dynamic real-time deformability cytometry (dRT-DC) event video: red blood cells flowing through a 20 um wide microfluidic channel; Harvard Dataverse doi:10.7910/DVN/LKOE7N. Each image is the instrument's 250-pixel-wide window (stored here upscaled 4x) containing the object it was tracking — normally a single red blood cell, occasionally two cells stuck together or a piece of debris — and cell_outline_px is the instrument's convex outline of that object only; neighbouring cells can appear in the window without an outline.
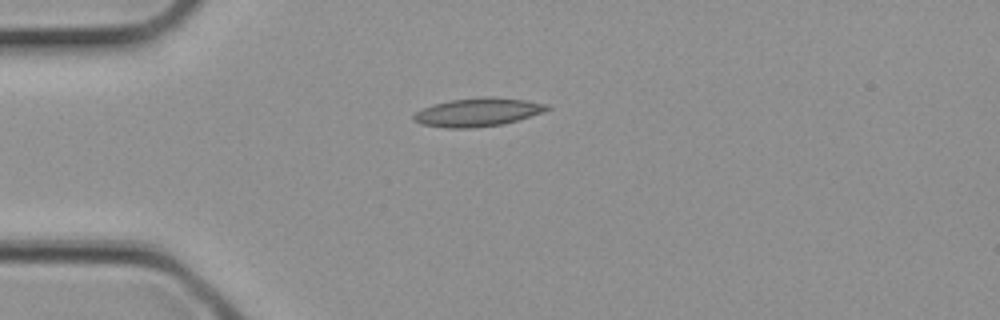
{"species": "common noctule bat (a hibernating species)", "species_latin": "Nyctalus noctula", "temperature_condition": "cold", "stored_images_in_passage": 24, "camera_frame_rate_fps": 3000, "um_per_image_px": 0.085, "animal": {"sex": "female", "body_mass_g": 21.9}, "frame": {"image": 1, "passage_image": 1, "time_ms": 0.0, "image_size_px": [1000, 320], "cell_outline_px": [[552, 108], [544, 112], [504, 124], [472, 128], [444, 128], [420, 124], [412, 120], [412, 116], [416, 112], [432, 104], [448, 100], [484, 96], [492, 96], [524, 100], [548, 104]], "centroid_in_image_um": [40.6, 9.53], "position_along_channel_um": 44.4, "area_um2": 22.37}}
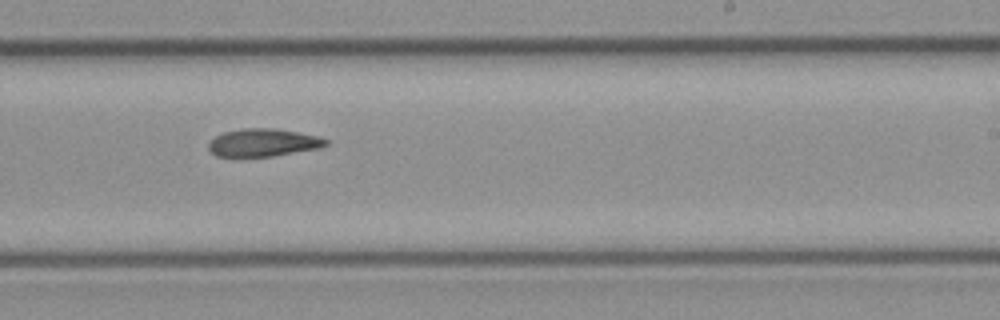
{"frame": {"image": 2, "passage_image": 12, "time_ms": 3.667, "image_size_px": [1000, 320], "cell_outline_px": [[328, 144], [320, 148], [272, 156], [244, 160], [236, 160], [216, 156], [208, 148], [208, 144], [216, 136], [224, 132], [244, 128], [276, 128], [320, 136], [328, 140]], "centroid_in_image_um": [22.33, 12.17], "position_along_channel_um": 266.7, "area_um2": 19.83}}
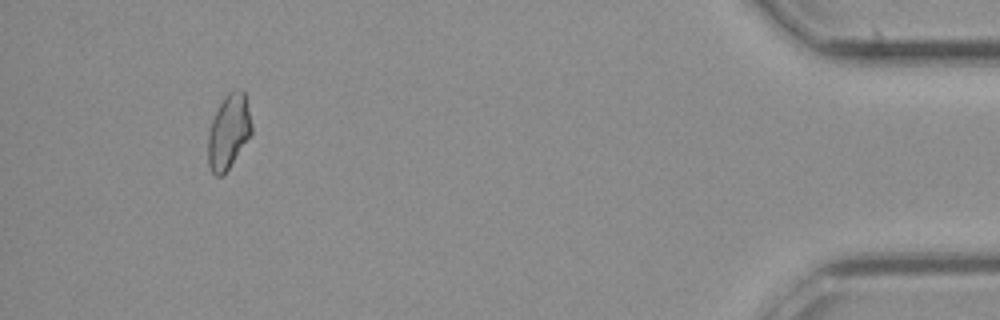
{"frame": {"image": 3, "passage_image": 22, "time_ms": 7.0, "image_size_px": [1000, 320], "cell_outline_px": [[252, 132], [224, 176], [216, 176], [212, 172], [208, 164], [208, 132], [212, 120], [224, 96], [228, 92], [236, 88], [244, 92], [252, 124]], "centroid_in_image_um": [19.42, 11.2], "position_along_channel_um": 415.8, "area_um2": 18.84}}